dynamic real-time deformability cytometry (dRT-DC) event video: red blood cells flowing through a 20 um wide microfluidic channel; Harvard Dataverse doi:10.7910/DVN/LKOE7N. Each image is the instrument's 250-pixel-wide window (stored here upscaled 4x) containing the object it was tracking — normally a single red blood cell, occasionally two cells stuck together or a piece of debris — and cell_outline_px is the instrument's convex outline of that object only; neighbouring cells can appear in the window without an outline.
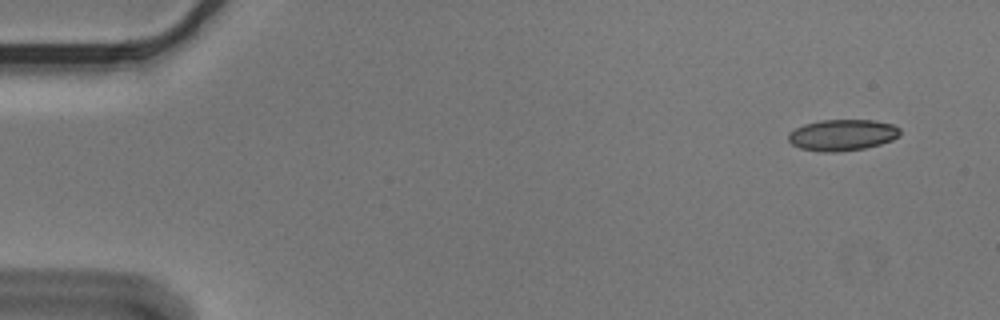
{"species": "Egyptian fruit bat (a non-hibernating species)", "species_latin": "Rousettus aegyptiacus", "temperature_condition": "cold", "stored_images_in_passage": 5, "camera_frame_rate_fps": 3000, "um_per_image_px": 0.085, "animal": {"sex": "male"}, "frame": {"image": 1, "passage_image": 1, "time_ms": 0.0, "image_size_px": [1000, 320], "cell_outline_px": [[900, 136], [892, 140], [880, 144], [864, 148], [836, 152], [824, 152], [800, 148], [792, 144], [788, 140], [788, 132], [804, 124], [820, 120], [872, 120], [892, 124], [900, 128]], "centroid_in_image_um": [71.59, 11.47], "position_along_channel_um": 13.4, "area_um2": 20.35}}